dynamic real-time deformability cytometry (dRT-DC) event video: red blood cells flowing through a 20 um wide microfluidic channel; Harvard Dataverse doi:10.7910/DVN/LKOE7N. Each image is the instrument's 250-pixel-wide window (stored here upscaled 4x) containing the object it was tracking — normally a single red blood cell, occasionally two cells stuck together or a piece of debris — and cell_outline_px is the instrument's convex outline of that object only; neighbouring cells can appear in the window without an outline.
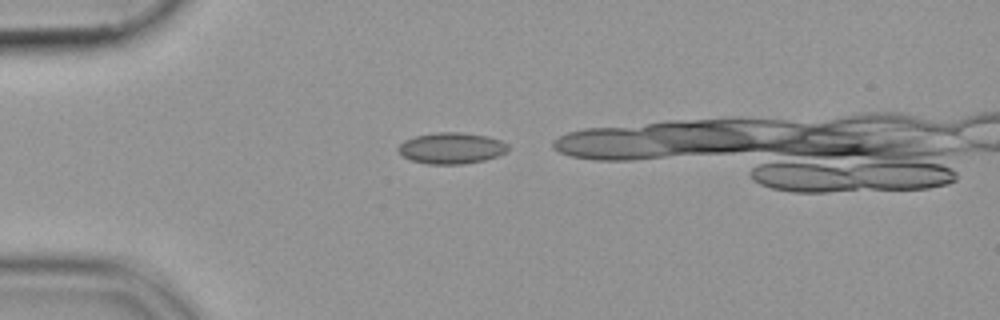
{"species": "common noctule bat (a hibernating species)", "species_latin": "Nyctalus noctula", "temperature_condition": "cold", "stored_images_in_passage": 11, "camera_frame_rate_fps": 3000, "um_per_image_px": 0.085, "animal": {"sex": "female", "body_mass_g": 19.9}, "frame": {"image": 1, "passage_image": 2, "time_ms": 0.333, "image_size_px": [1000, 320], "cell_outline_px": [[508, 152], [484, 160], [464, 164], [428, 164], [412, 160], [404, 156], [396, 148], [404, 140], [416, 136], [436, 132], [460, 132], [488, 136], [500, 140], [508, 144]], "centroid_in_image_um": [38.39, 12.59], "position_along_channel_um": 46.6, "area_um2": 19.94}}